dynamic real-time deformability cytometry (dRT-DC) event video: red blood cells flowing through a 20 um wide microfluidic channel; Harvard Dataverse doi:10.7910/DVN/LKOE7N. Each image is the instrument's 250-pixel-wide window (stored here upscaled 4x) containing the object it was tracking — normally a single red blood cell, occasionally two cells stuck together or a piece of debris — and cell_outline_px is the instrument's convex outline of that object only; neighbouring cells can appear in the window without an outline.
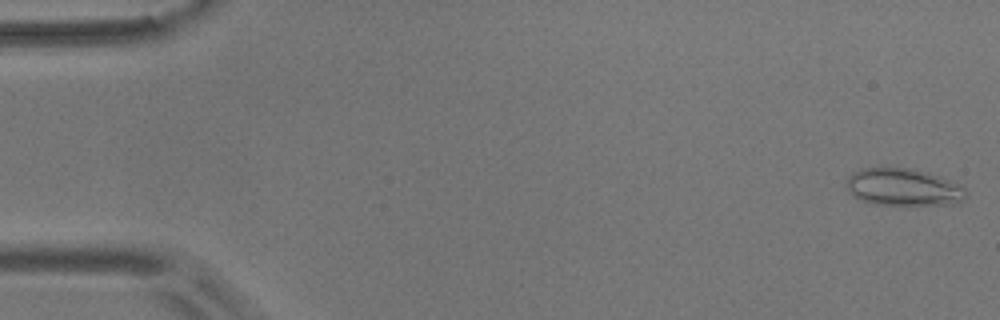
{"species": "common noctule bat (a hibernating species)", "species_latin": "Nyctalus noctula", "temperature_condition": "room temperature", "stored_images_in_passage": 10, "camera_frame_rate_fps": 3000, "um_per_image_px": 0.085, "animal": {"sex": "male", "body_mass_g": 17.9}, "frame": {"image": 1, "passage_image": 1, "time_ms": 0.0, "image_size_px": [1000, 320], "cell_outline_px": [[968, 196], [964, 200], [952, 204], [872, 204], [860, 200], [852, 196], [844, 184], [848, 176], [852, 172], [860, 168], [912, 168], [928, 172], [948, 180], [964, 188]], "centroid_in_image_um": [76.72, 15.9], "position_along_channel_um": 8.3, "area_um2": 26.01}}